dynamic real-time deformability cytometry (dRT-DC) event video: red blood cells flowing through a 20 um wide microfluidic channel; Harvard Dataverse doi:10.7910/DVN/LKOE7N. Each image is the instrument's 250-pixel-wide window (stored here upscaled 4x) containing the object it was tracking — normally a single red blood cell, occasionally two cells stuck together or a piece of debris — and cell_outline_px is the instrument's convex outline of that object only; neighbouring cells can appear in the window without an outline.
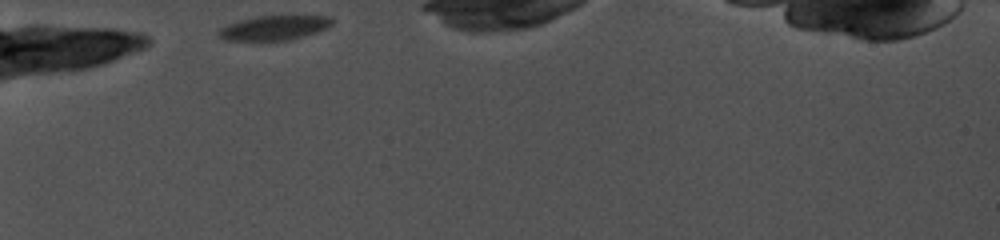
{"species": "common noctule bat (a hibernating species)", "species_latin": "Nyctalus noctula", "temperature_condition": "cold", "stored_images_in_passage": 5, "camera_frame_rate_fps": 5000, "um_per_image_px": 0.085, "animal": {"sex": "female", "body_mass_g": 19.0, "forearm_length_mm": 56.7}, "frame": {"image": 1, "passage_image": 1, "time_ms": 0.0, "image_size_px": [1000, 240], "cell_outline_px": [[336, 20], [328, 28], [316, 32], [288, 40], [224, 40], [216, 36], [216, 32], [220, 28], [228, 24], [240, 20], [256, 16], [332, 16]], "centroid_in_image_um": [23.3, 2.36], "position_along_channel_um": 61.7, "area_um2": 16.3}}
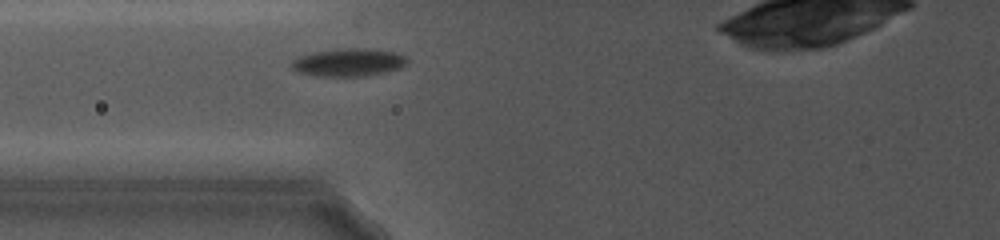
{"frame": {"image": 2, "passage_image": 4, "time_ms": 2.0, "image_size_px": [1000, 240], "cell_outline_px": [[408, 64], [400, 68], [388, 72], [368, 76], [312, 76], [300, 72], [292, 68], [288, 64], [296, 56], [312, 52], [336, 48], [368, 48], [396, 52], [408, 56]], "centroid_in_image_um": [29.63, 5.29], "position_along_channel_um": 96.2, "area_um2": 19.42}}